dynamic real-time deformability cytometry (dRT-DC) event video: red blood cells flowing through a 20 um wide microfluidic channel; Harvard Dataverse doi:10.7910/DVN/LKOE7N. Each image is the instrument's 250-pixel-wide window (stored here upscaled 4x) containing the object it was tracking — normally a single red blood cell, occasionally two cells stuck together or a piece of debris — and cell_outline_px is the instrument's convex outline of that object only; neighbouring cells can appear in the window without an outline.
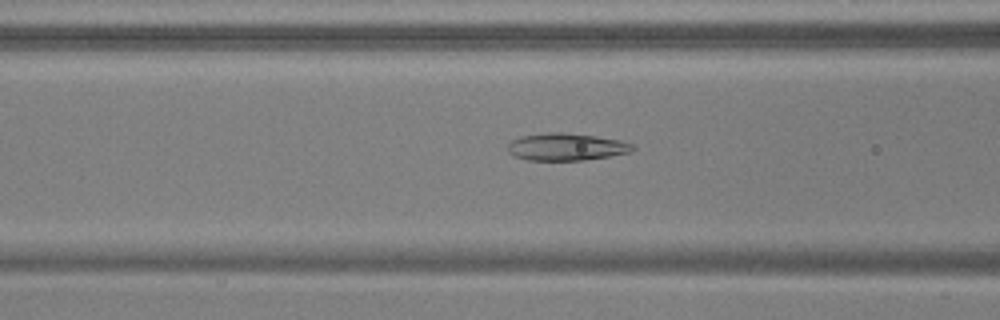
{"species": "common noctule bat (a hibernating species)", "species_latin": "Nyctalus noctula", "temperature_condition": "warm", "stored_images_in_passage": 54, "camera_frame_rate_fps": 3000, "um_per_image_px": 0.085, "animal": {"sex": "male", "body_mass_g": 17.9, "forearm_length_mm": 54.2}, "frame": {"image": 1, "passage_image": 22, "time_ms": 7.0, "image_size_px": [1000, 320], "cell_outline_px": [[636, 148], [632, 152], [584, 160], [528, 160], [516, 156], [508, 152], [508, 144], [512, 140], [520, 136], [548, 132], [564, 132], [596, 136], [620, 140], [632, 144]], "centroid_in_image_um": [48.14, 12.47], "position_along_channel_um": 118.5, "area_um2": 19.88}}
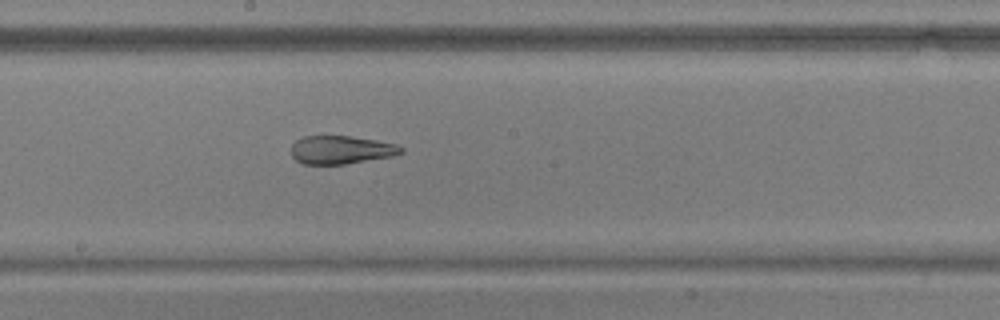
{"frame": {"image": 2, "passage_image": 30, "time_ms": 9.667, "image_size_px": [1000, 320], "cell_outline_px": [[404, 152], [392, 156], [344, 164], [304, 164], [296, 160], [292, 156], [292, 144], [296, 140], [304, 136], [348, 136], [376, 140], [396, 144], [404, 148]], "centroid_in_image_um": [28.99, 12.73], "position_along_channel_um": 219.2, "area_um2": 17.98}}
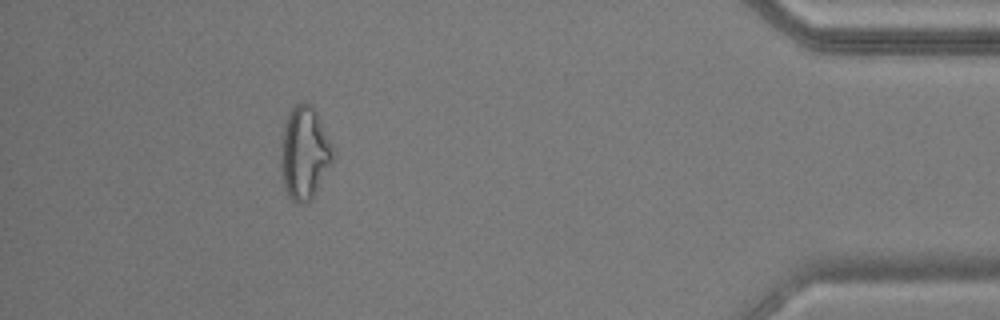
{"frame": {"image": 3, "passage_image": 49, "time_ms": 16.0, "image_size_px": [1000, 320], "cell_outline_px": [[336, 160], [312, 200], [308, 204], [296, 204], [288, 196], [284, 188], [280, 164], [280, 140], [288, 116], [292, 108], [300, 100], [312, 104], [336, 152]], "centroid_in_image_um": [25.91, 13.06], "position_along_channel_um": 409.3, "area_um2": 29.25}, "authors_computed_cell_mechanics": {"area_um2": 23.0044, "velocity_mm_per_s": 3.7843, "shape_relaxation_time_tau1_ms": null, "shape_relaxation_time_tau2_ms": 2.132, "deformation_change_tau1": null, "deformation_change_tau2": 0.0828}}